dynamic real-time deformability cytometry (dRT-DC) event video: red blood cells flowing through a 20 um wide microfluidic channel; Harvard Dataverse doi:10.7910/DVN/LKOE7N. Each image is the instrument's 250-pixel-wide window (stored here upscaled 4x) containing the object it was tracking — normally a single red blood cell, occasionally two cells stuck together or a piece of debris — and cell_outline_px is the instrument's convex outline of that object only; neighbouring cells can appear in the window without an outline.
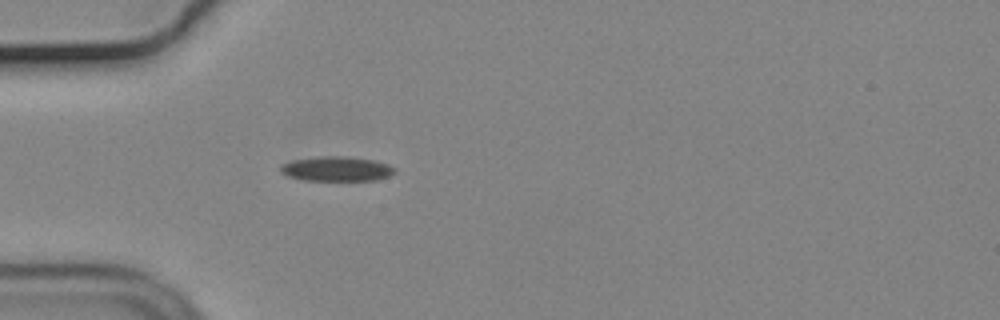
{"species": "common noctule bat (a hibernating species)", "species_latin": "Nyctalus noctula", "temperature_condition": "cold", "stored_images_in_passage": 3, "camera_frame_rate_fps": 3000, "um_per_image_px": 0.085, "animal": {"sex": "male", "body_mass_g": 19.2, "forearm_length_mm": 51.8}, "frame": {"image": 1, "passage_image": 1, "time_ms": 0.0, "image_size_px": [1000, 320], "cell_outline_px": [[396, 172], [388, 176], [376, 180], [304, 180], [288, 176], [280, 172], [280, 164], [292, 160], [320, 156], [344, 156], [372, 160], [388, 164], [396, 168]], "centroid_in_image_um": [28.59, 14.35], "position_along_channel_um": 56.4, "area_um2": 16.42}}